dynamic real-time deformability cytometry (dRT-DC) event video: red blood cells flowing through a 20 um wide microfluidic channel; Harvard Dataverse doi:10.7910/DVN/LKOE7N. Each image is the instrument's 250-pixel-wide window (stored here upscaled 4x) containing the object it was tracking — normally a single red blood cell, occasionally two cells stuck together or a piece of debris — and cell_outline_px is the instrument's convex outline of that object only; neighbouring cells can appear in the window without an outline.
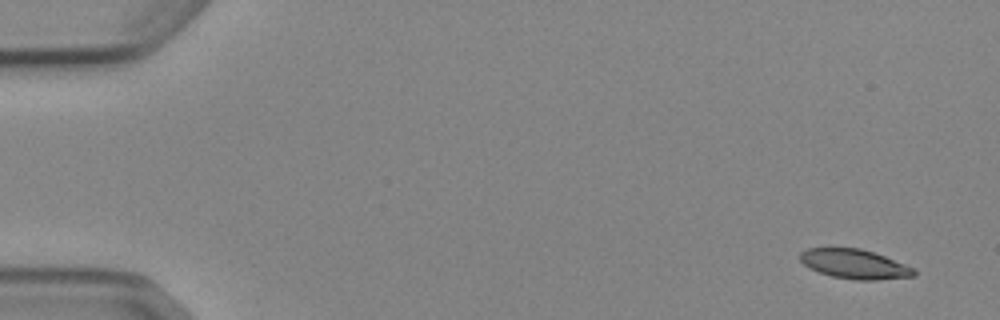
{"species": "Egyptian fruit bat (a non-hibernating species)", "species_latin": "Rousettus aegyptiacus", "temperature_condition": "cold", "stored_images_in_passage": 4, "camera_frame_rate_fps": 3000, "um_per_image_px": 0.085, "animal": {"sex": "female"}, "frame": {"image": 1, "passage_image": 1, "time_ms": 0.0, "image_size_px": [1000, 320], "cell_outline_px": [[916, 276], [876, 280], [856, 280], [832, 276], [820, 272], [804, 264], [800, 260], [800, 252], [804, 248], [860, 248], [884, 256], [916, 268]], "centroid_in_image_um": [72.66, 22.44], "position_along_channel_um": 12.3, "area_um2": 19.48}}